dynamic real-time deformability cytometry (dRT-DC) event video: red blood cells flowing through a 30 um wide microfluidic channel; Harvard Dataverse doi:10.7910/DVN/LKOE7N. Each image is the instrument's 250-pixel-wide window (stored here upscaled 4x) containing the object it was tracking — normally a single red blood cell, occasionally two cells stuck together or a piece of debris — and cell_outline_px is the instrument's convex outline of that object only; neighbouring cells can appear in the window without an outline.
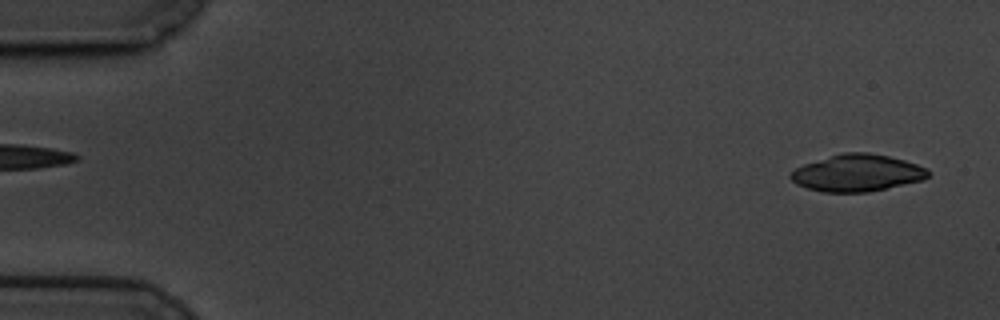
{"species": "common noctule bat (a hibernating species)", "species_latin": "Nyctalus noctula", "temperature_condition": "cold", "stored_images_in_passage": 58, "camera_frame_rate_fps": 3000, "um_per_image_px": 0.085, "animal": {"sex": "male", "body_mass_g": 19.5, "forearm_length_mm": 54.6}, "frame": {"image": 1, "passage_image": 2, "time_ms": 0.333, "image_size_px": [1000, 320], "cell_outline_px": [[932, 172], [924, 180], [868, 192], [824, 192], [808, 188], [796, 184], [788, 176], [796, 168], [804, 164], [844, 152], [868, 152], [888, 156], [904, 160], [928, 168]], "centroid_in_image_um": [72.9, 14.7], "position_along_channel_um": 12.1, "area_um2": 29.54}}